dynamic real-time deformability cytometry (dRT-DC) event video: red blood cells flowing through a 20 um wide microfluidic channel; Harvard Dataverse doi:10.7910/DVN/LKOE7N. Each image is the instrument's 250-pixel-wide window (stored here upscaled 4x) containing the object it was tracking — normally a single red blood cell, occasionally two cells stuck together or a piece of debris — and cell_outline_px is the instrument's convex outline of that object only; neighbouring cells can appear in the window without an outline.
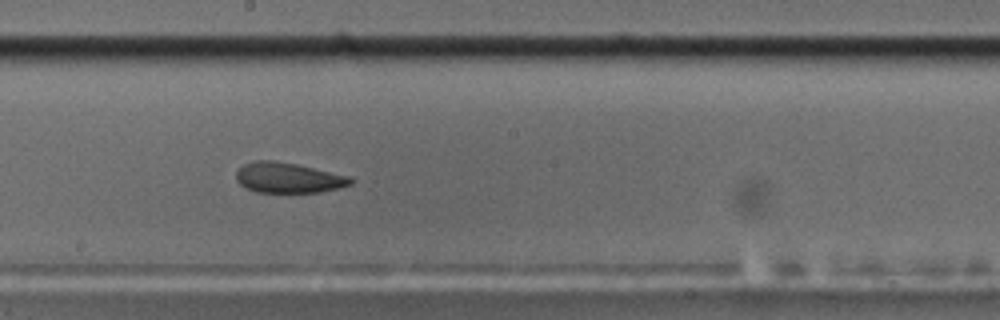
{"species": "common noctule bat (a hibernating species)", "species_latin": "Nyctalus noctula", "temperature_condition": "cold", "stored_images_in_passage": 43, "camera_frame_rate_fps": 3000, "um_per_image_px": 0.085, "animal": {"sex": "male", "body_mass_g": 17.5, "forearm_length_mm": 52.3}, "frame": {"image": 1, "passage_image": 31, "time_ms": 10.0, "image_size_px": [1000, 320], "cell_outline_px": [[352, 180], [348, 184], [332, 188], [312, 192], [264, 192], [248, 188], [236, 176], [240, 168], [252, 164], [288, 164], [308, 168]], "centroid_in_image_um": [24.44, 15.18], "position_along_channel_um": 223.8, "area_um2": 17.22}, "authors_computed_cell_mechanics": {"area_um2": 17.6868, "velocity_mm_per_s": 3.6046, "shape_relaxation_time_tau1_ms": null, "shape_relaxation_time_tau2_ms": 9.5262, "deformation_change_tau1": null, "deformation_change_tau2": 0.1874}}